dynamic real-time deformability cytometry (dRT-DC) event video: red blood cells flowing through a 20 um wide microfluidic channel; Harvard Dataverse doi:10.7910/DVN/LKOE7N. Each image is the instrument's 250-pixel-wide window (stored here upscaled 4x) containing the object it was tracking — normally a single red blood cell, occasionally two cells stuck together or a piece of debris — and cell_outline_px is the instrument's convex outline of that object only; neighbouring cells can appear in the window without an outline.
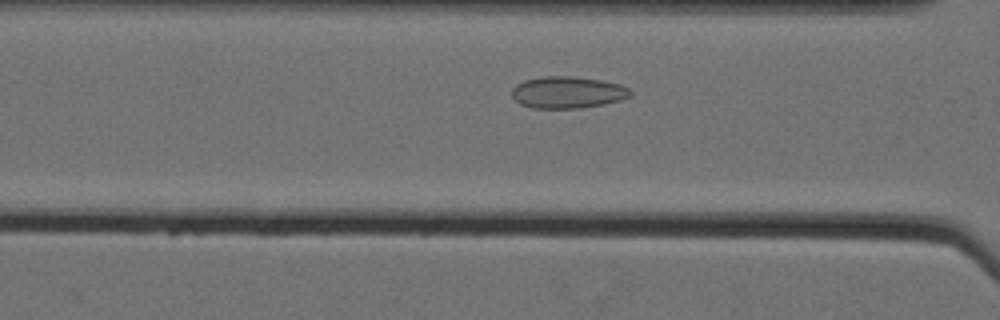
{"species": "Egyptian fruit bat (a non-hibernating species)", "species_latin": "Rousettus aegyptiacus", "temperature_condition": "cold", "stored_images_in_passage": 26, "camera_frame_rate_fps": 3000, "um_per_image_px": 0.085, "animal": {"sex": "female"}, "frame": {"image": 1, "passage_image": 12, "time_ms": 3.667, "image_size_px": [1000, 320], "cell_outline_px": [[632, 96], [620, 100], [604, 104], [580, 108], [532, 108], [520, 104], [512, 96], [512, 88], [516, 84], [524, 80], [544, 76], [576, 76], [600, 80], [620, 84], [628, 88], [632, 92]], "centroid_in_image_um": [48.25, 7.85], "position_along_channel_um": 118.4, "area_um2": 22.08}}
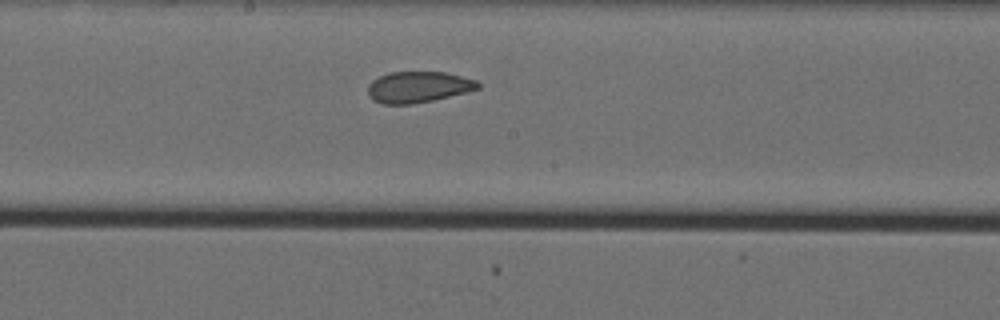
{"frame": {"image": 2, "passage_image": 20, "time_ms": 6.333, "image_size_px": [1000, 320], "cell_outline_px": [[480, 88], [468, 92], [432, 100], [412, 104], [384, 104], [372, 100], [368, 92], [368, 84], [372, 80], [380, 76], [392, 72], [444, 72], [476, 80], [480, 84]], "centroid_in_image_um": [35.55, 7.4], "position_along_channel_um": 212.7, "area_um2": 19.88}}
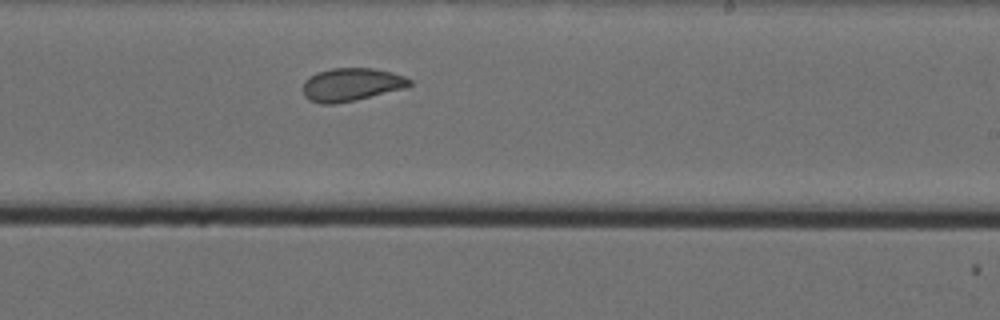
{"frame": {"image": 3, "passage_image": 24, "time_ms": 7.667, "image_size_px": [1000, 320], "cell_outline_px": [[412, 84], [404, 88], [356, 100], [336, 104], [320, 104], [308, 100], [304, 96], [304, 80], [308, 76], [316, 72], [332, 68], [372, 68], [392, 72], [404, 76], [412, 80]], "centroid_in_image_um": [29.84, 7.19], "position_along_channel_um": 259.2, "area_um2": 20.69}}